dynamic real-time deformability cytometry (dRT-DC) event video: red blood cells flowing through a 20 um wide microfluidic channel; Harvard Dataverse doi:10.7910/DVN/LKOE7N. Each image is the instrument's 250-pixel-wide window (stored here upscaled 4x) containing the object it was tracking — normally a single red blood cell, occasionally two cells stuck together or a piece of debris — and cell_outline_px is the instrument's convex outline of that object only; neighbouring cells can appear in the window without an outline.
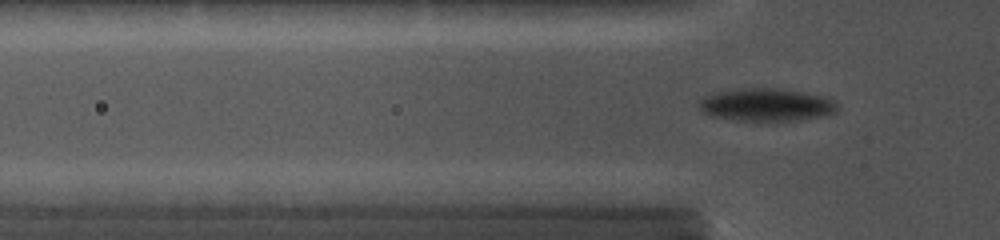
{"species": "common noctule bat (a hibernating species)", "species_latin": "Nyctalus noctula", "temperature_condition": "cold", "stored_images_in_passage": 66, "camera_frame_rate_fps": 5000, "um_per_image_px": 0.085, "animal": {"sex": "female", "body_mass_g": 19.0, "forearm_length_mm": 56.7}, "frame": {"image": 1, "passage_image": 13, "time_ms": 2.2, "image_size_px": [1000, 240], "cell_outline_px": [[840, 104], [836, 112], [824, 116], [800, 120], [736, 120], [708, 116], [700, 112], [700, 100], [704, 96], [716, 92], [740, 88], [776, 88], [804, 92], [836, 100]], "centroid_in_image_um": [65.15, 8.91], "position_along_channel_um": 60.7, "area_um2": 26.59}}
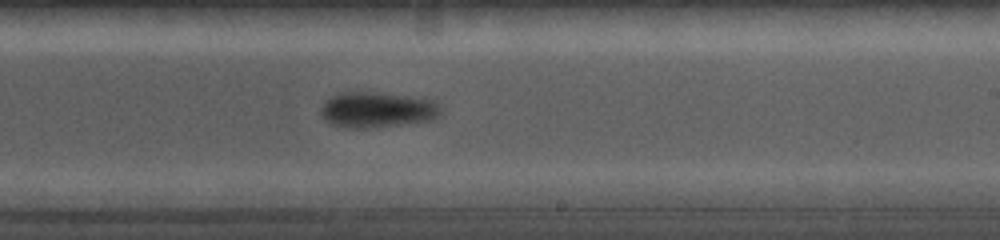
{"frame": {"image": 2, "passage_image": 41, "time_ms": 7.2, "image_size_px": [1000, 240], "cell_outline_px": [[440, 116], [432, 120], [364, 128], [348, 128], [332, 124], [320, 112], [320, 108], [324, 100], [340, 92], [376, 92], [408, 96], [436, 100], [440, 104]], "centroid_in_image_um": [32.07, 9.31], "position_along_channel_um": 256.9, "area_um2": 24.8}}
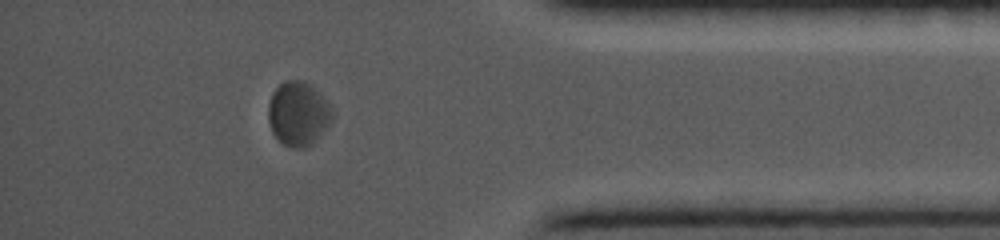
{"frame": {"image": 3, "passage_image": 62, "time_ms": 11.4, "image_size_px": [1000, 240], "cell_outline_px": [[332, 120], [328, 128], [312, 144], [304, 148], [292, 148], [284, 144], [272, 132], [268, 120], [268, 104], [272, 92], [284, 80], [304, 80], [312, 84], [332, 104]], "centroid_in_image_um": [25.38, 9.64], "position_along_channel_um": 409.8, "area_um2": 24.45}}